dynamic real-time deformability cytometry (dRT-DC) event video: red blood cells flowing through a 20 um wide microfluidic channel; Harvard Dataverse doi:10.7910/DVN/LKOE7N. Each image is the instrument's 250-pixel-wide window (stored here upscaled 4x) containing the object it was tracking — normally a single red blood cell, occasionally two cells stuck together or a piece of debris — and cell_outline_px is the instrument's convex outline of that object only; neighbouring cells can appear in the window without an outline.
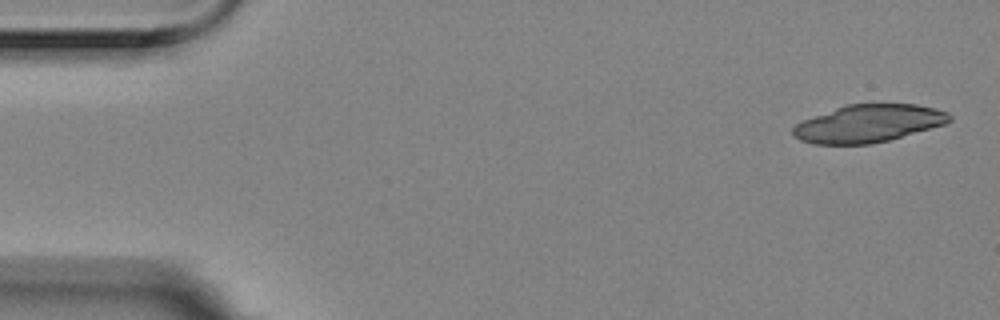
{"species": "Egyptian fruit bat (a non-hibernating species)", "species_latin": "Rousettus aegyptiacus", "temperature_condition": "room temperature", "stored_images_in_passage": 7, "camera_frame_rate_fps": 3000, "um_per_image_px": 0.085, "animal": {"sex": "female"}, "frame": {"image": 1, "passage_image": 1, "time_ms": 0.0, "image_size_px": [1000, 320], "cell_outline_px": [[952, 120], [948, 124], [888, 140], [872, 144], [812, 144], [800, 140], [792, 132], [792, 128], [796, 124], [804, 120], [836, 108], [848, 104], [916, 104], [948, 112], [952, 116]], "centroid_in_image_um": [73.86, 10.5], "position_along_channel_um": 11.1, "area_um2": 34.16}}